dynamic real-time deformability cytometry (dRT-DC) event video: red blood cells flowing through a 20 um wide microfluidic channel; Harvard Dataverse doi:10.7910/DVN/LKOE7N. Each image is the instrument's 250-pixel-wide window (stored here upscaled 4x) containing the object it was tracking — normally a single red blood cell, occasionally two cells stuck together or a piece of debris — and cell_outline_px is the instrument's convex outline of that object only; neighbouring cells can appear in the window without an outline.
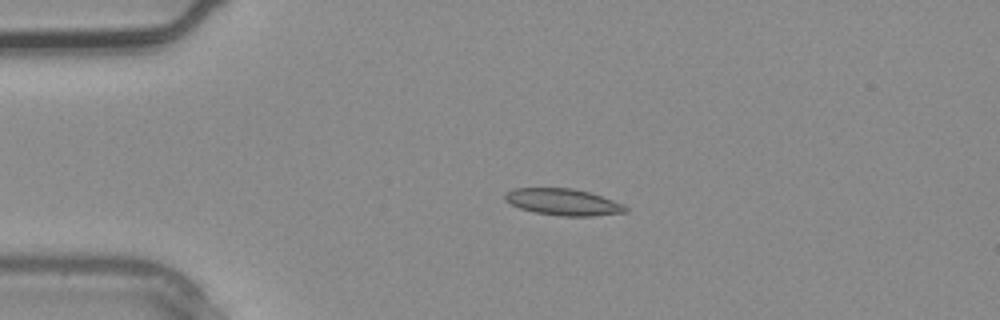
{"species": "common noctule bat (a hibernating species)", "species_latin": "Nyctalus noctula", "temperature_condition": "warm", "stored_images_in_passage": 3, "camera_frame_rate_fps": 3000, "um_per_image_px": 0.085, "animal": {"sex": "male", "body_mass_g": 20.4}, "frame": {"image": 1, "passage_image": 2, "time_ms": 0.333, "image_size_px": [1000, 320], "cell_outline_px": [[628, 212], [592, 216], [560, 216], [536, 212], [520, 208], [504, 200], [504, 192], [512, 188], [572, 188], [588, 192], [624, 204], [628, 208]], "centroid_in_image_um": [47.85, 17.17], "position_along_channel_um": 37.1, "area_um2": 18.67}}